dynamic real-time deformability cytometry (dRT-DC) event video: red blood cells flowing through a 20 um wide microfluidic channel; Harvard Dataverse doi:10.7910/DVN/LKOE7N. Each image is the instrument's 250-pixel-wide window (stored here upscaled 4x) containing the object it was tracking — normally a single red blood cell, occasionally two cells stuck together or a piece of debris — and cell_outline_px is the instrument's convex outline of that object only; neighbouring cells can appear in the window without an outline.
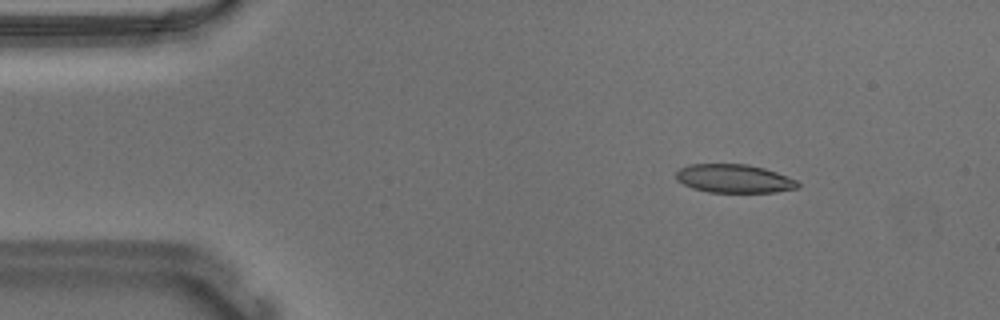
{"species": "Egyptian fruit bat (a non-hibernating species)", "species_latin": "Rousettus aegyptiacus", "temperature_condition": "warm", "stored_images_in_passage": 54, "camera_frame_rate_fps": 3000, "um_per_image_px": 0.085, "animal": {"sex": "male"}, "frame": {"image": 1, "passage_image": 7, "time_ms": 2.0, "image_size_px": [1000, 320], "cell_outline_px": [[800, 188], [776, 192], [708, 192], [692, 188], [676, 180], [676, 172], [680, 168], [688, 164], [748, 164], [764, 168], [776, 172], [796, 180], [800, 184]], "centroid_in_image_um": [62.4, 15.18], "position_along_channel_um": 22.6, "area_um2": 20.29}}
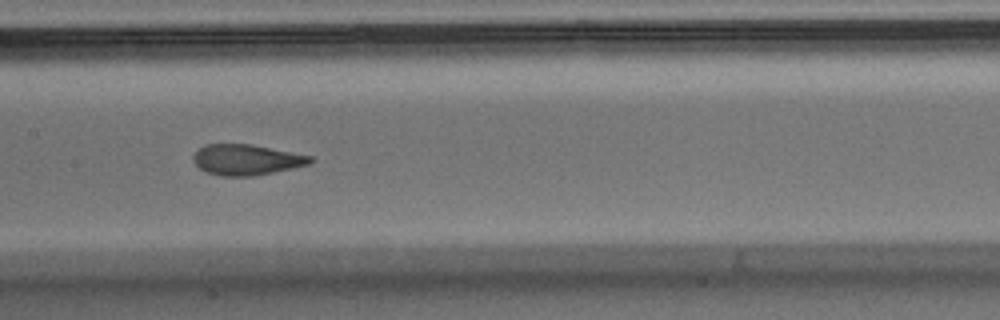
{"frame": {"image": 2, "passage_image": 26, "time_ms": 8.333, "image_size_px": [1000, 320], "cell_outline_px": [[312, 160], [308, 164], [292, 168], [252, 176], [220, 176], [208, 172], [200, 168], [192, 160], [192, 156], [204, 144], [252, 144], [312, 156]], "centroid_in_image_um": [20.92, 13.57], "position_along_channel_um": 186.5, "area_um2": 20.69}}
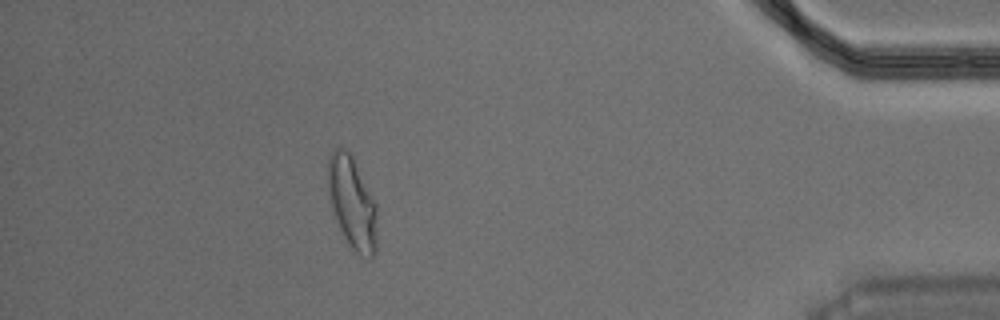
{"frame": {"image": 3, "passage_image": 48, "time_ms": 15.667, "image_size_px": [1000, 320], "cell_outline_px": [[376, 252], [372, 256], [368, 256], [356, 252], [348, 244], [340, 228], [332, 208], [328, 192], [328, 160], [332, 148], [344, 148], [352, 156], [376, 204]], "centroid_in_image_um": [29.92, 17.21], "position_along_channel_um": 405.3, "area_um2": 25.84}, "authors_computed_cell_mechanics": {"area_um2": 21.4149, "velocity_mm_per_s": 3.6699, "shape_relaxation_time_tau1_ms": 8.7861, "shape_relaxation_time_tau2_ms": 1.0423, "deformation_change_tau1": 0.245, "deformation_change_tau2": 0.0738}}